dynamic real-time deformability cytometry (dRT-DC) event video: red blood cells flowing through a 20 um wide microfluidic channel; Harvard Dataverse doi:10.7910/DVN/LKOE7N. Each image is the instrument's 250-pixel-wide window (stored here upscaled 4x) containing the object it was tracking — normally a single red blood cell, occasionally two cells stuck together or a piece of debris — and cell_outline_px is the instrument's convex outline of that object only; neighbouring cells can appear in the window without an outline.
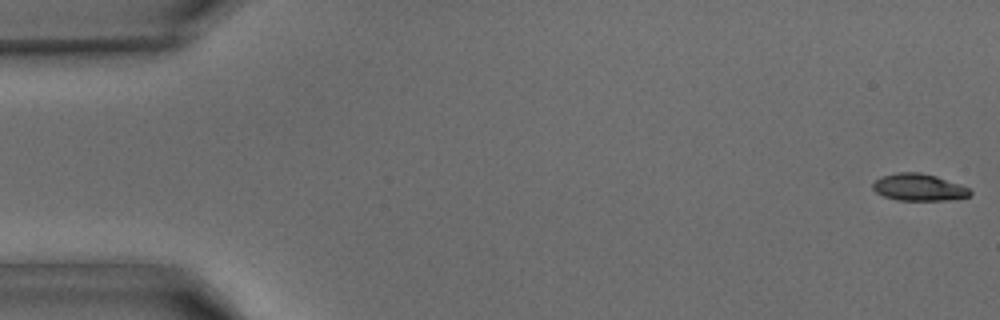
{"species": "common noctule bat (a hibernating species)", "species_latin": "Nyctalus noctula", "temperature_condition": "warm", "stored_images_in_passage": 42, "camera_frame_rate_fps": 3000, "um_per_image_px": 0.085, "animal": {"sex": "male", "body_mass_g": 15.6}, "frame": {"image": 1, "passage_image": 1, "time_ms": 0.0, "image_size_px": [1000, 320], "cell_outline_px": [[972, 192], [968, 196], [948, 200], [896, 200], [884, 196], [876, 192], [872, 188], [872, 184], [880, 176], [896, 172], [920, 172], [936, 176], [960, 184], [968, 188]], "centroid_in_image_um": [78.06, 15.91], "position_along_channel_um": 6.9, "area_um2": 15.32}}
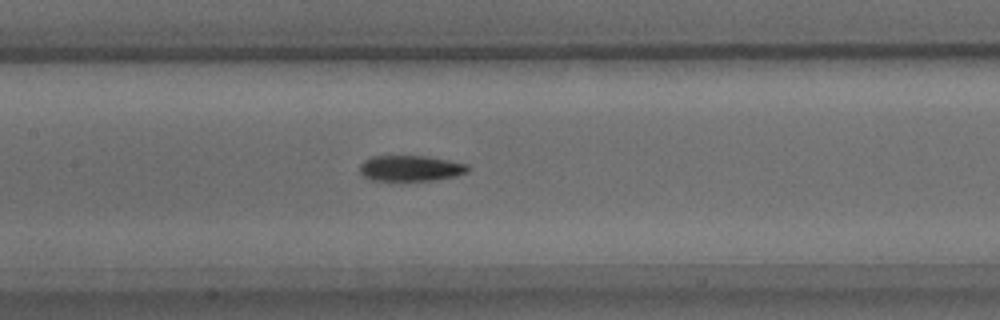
{"frame": {"image": 2, "passage_image": 20, "time_ms": 6.333, "image_size_px": [1000, 320], "cell_outline_px": [[472, 168], [468, 172], [456, 176], [432, 180], [372, 180], [364, 176], [360, 172], [360, 164], [364, 160], [372, 156], [428, 156], [468, 164]], "centroid_in_image_um": [34.94, 14.29], "position_along_channel_um": 172.5, "area_um2": 16.24}}
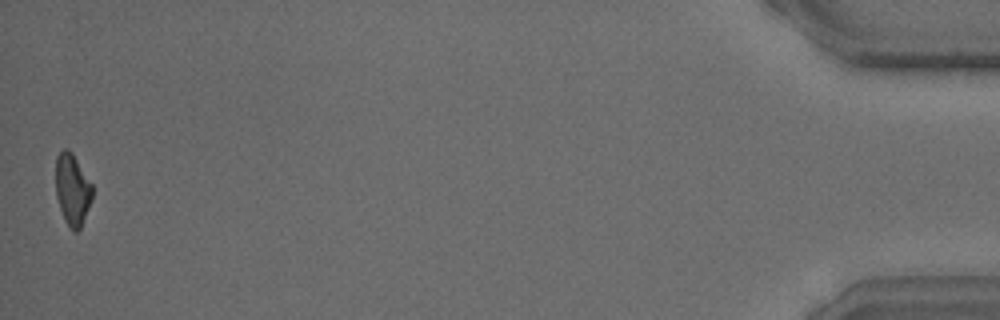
{"frame": {"image": 3, "passage_image": 42, "time_ms": 13.667, "image_size_px": [1000, 320], "cell_outline_px": [[92, 200], [80, 228], [76, 232], [72, 232], [64, 220], [56, 196], [56, 156], [64, 148], [68, 148], [72, 152], [92, 184]], "centroid_in_image_um": [6.15, 16.11], "position_along_channel_um": 429.1, "area_um2": 15.32}}